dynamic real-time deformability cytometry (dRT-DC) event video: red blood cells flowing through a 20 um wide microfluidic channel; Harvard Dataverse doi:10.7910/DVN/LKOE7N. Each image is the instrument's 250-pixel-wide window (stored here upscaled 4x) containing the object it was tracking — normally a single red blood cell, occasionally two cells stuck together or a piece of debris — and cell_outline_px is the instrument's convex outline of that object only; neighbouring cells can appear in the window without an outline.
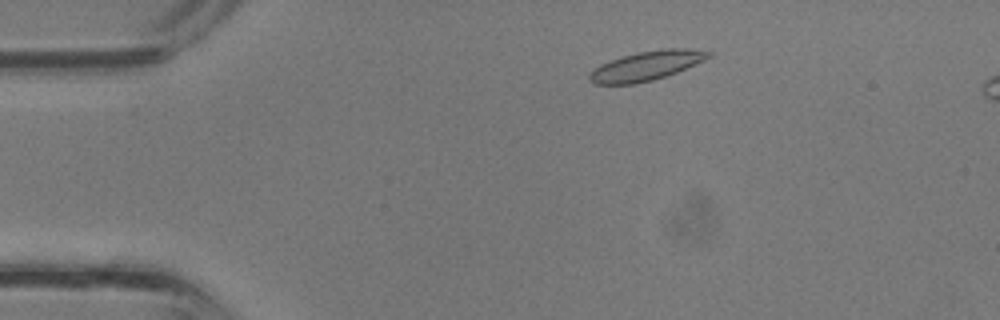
{"species": "common noctule bat (a hibernating species)", "species_latin": "Nyctalus noctula", "temperature_condition": "room temperature", "stored_images_in_passage": 36, "camera_frame_rate_fps": 3000, "um_per_image_px": 0.085, "animal": {"sex": "male", "body_mass_g": 13.3}, "frame": {"image": 1, "passage_image": 5, "time_ms": 1.333, "image_size_px": [1000, 320], "cell_outline_px": [[712, 56], [704, 60], [676, 72], [652, 80], [636, 84], [596, 84], [588, 80], [588, 76], [600, 64], [636, 52], [664, 48], [688, 48], [712, 52]], "centroid_in_image_um": [54.96, 5.58], "position_along_channel_um": 30.0, "area_um2": 20.11}}
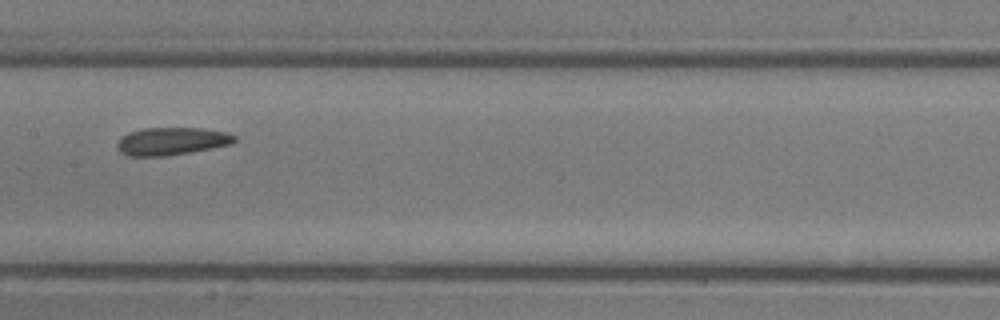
{"frame": {"image": 2, "passage_image": 17, "time_ms": 5.333, "image_size_px": [1000, 320], "cell_outline_px": [[236, 140], [232, 144], [212, 148], [168, 156], [128, 156], [120, 152], [116, 148], [116, 144], [128, 132], [144, 128], [200, 128], [228, 132], [236, 136]], "centroid_in_image_um": [14.6, 12.01], "position_along_channel_um": 192.8, "area_um2": 19.02}}
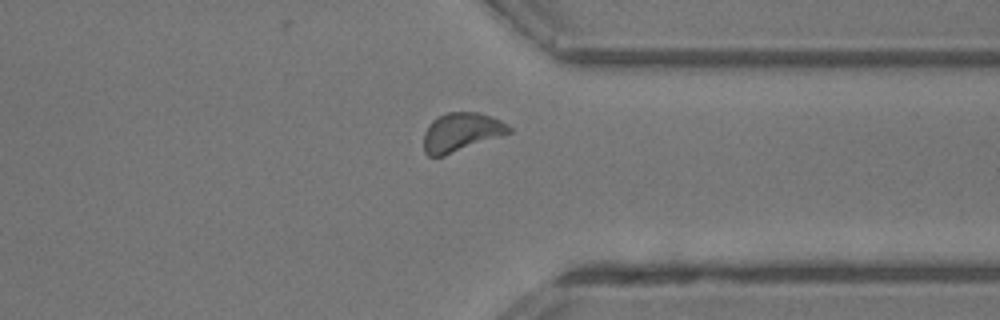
{"frame": {"image": 3, "passage_image": 27, "time_ms": 8.667, "image_size_px": [1000, 320], "cell_outline_px": [[512, 132], [444, 156], [428, 156], [424, 152], [424, 132], [428, 124], [432, 120], [448, 112], [480, 112], [500, 120], [512, 128]], "centroid_in_image_um": [39.19, 11.23], "position_along_channel_um": 372.2, "area_um2": 19.19}}